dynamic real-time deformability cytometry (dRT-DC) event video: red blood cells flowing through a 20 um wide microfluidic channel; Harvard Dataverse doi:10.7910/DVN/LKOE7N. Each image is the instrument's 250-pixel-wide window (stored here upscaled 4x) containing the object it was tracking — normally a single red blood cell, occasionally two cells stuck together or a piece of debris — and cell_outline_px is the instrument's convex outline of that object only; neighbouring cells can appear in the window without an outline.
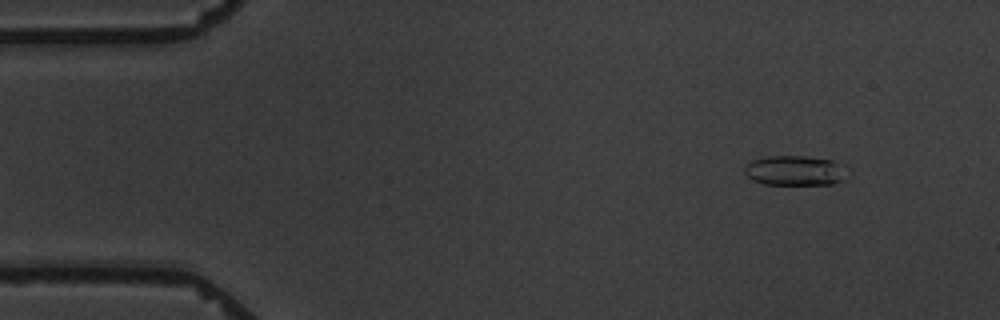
{"species": "common noctule bat (a hibernating species)", "species_latin": "Nyctalus noctula", "temperature_condition": "warm", "stored_images_in_passage": 4, "camera_frame_rate_fps": 3000, "um_per_image_px": 0.085, "animal": {"sex": "male", "body_mass_g": 19.5, "forearm_length_mm": 54.6}, "frame": {"image": 1, "passage_image": 2, "time_ms": 1.0, "image_size_px": [1000, 320], "cell_outline_px": [[844, 180], [832, 184], [764, 184], [752, 180], [744, 172], [744, 168], [752, 160], [768, 156], [804, 156], [832, 160], [844, 164]], "centroid_in_image_um": [67.56, 14.49], "position_along_channel_um": 17.4, "area_um2": 17.8}}